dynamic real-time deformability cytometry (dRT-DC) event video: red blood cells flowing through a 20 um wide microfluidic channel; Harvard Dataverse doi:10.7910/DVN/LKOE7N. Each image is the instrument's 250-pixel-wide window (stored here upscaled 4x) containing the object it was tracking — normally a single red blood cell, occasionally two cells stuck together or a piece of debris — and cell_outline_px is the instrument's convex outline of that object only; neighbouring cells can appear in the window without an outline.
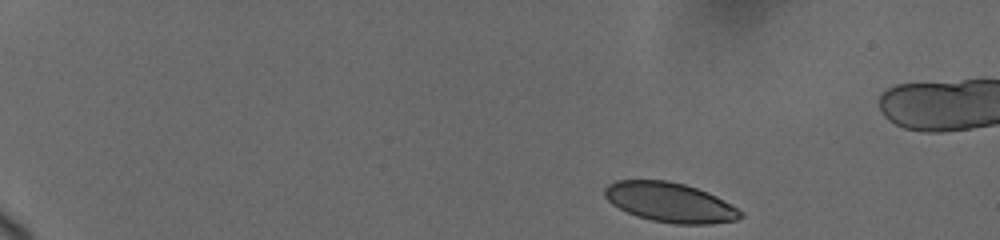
{"species": "human", "species_latin": "Homo sapiens", "temperature_condition": "cold", "stored_images_in_passage": 24, "camera_frame_rate_fps": 3000, "um_per_image_px": 0.085, "donor": {"sex": "female"}, "frame": {"image": 1, "passage_image": 1, "time_ms": 0.0, "image_size_px": [1000, 240], "cell_outline_px": [[744, 216], [736, 220], [712, 224], [676, 224], [652, 220], [636, 216], [612, 204], [604, 196], [604, 188], [608, 184], [616, 180], [668, 180], [684, 184], [708, 192], [724, 200], [744, 212]], "centroid_in_image_um": [56.96, 17.2], "position_along_channel_um": 28.0, "area_um2": 31.44}}
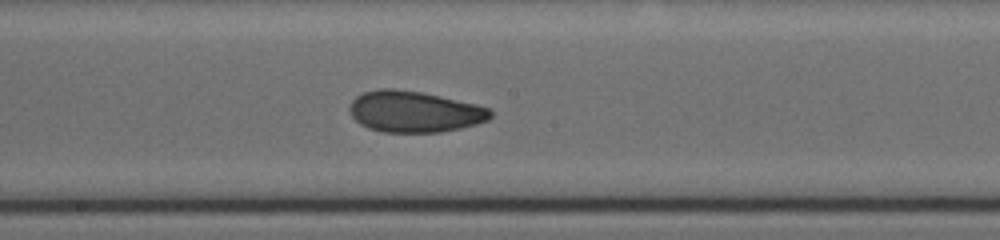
{"frame": {"image": 2, "passage_image": 16, "time_ms": 8.333, "image_size_px": [1000, 240], "cell_outline_px": [[492, 116], [488, 120], [476, 124], [460, 128], [440, 132], [384, 132], [368, 128], [360, 124], [352, 116], [348, 108], [352, 100], [356, 96], [364, 92], [380, 88], [392, 88], [424, 92], [476, 104], [492, 108]], "centroid_in_image_um": [35.23, 9.48], "position_along_channel_um": 213.0, "area_um2": 34.04}}
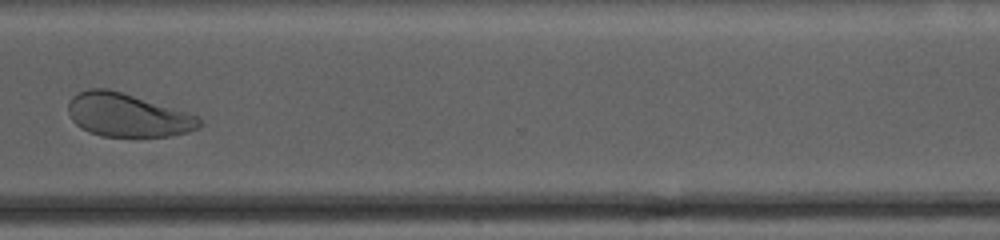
{"frame": {"image": 3, "passage_image": 23, "time_ms": 12.333, "image_size_px": [1000, 240], "cell_outline_px": [[204, 124], [200, 128], [188, 132], [168, 136], [100, 136], [88, 132], [80, 128], [72, 120], [68, 112], [68, 104], [72, 96], [88, 88], [108, 88], [188, 112], [196, 116]], "centroid_in_image_um": [10.83, 9.79], "position_along_channel_um": 359.8, "area_um2": 33.18}}